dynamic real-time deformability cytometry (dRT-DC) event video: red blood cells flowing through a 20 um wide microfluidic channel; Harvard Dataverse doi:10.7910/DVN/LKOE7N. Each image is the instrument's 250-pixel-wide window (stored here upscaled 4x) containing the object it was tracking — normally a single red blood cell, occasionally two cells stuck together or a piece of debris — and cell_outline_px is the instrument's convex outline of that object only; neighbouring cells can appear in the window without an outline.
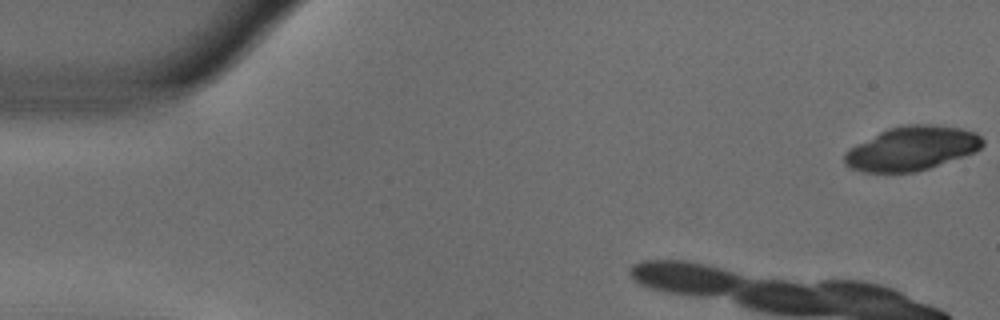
{"species": "common noctule bat (a hibernating species)", "species_latin": "Nyctalus noctula", "temperature_condition": "warm", "stored_images_in_passage": 12, "camera_frame_rate_fps": 3000, "um_per_image_px": 0.085, "animal": {"sex": "male", "body_mass_g": 18.8}, "frame": {"image": 1, "passage_image": 1, "time_ms": 0.0, "image_size_px": [1000, 320], "cell_outline_px": [[984, 144], [976, 152], [916, 172], [864, 172], [852, 168], [844, 164], [844, 152], [856, 144], [888, 128], [900, 124], [936, 124], [960, 128], [976, 132], [984, 140]], "centroid_in_image_um": [77.51, 12.6], "position_along_channel_um": 7.5, "area_um2": 35.55}}